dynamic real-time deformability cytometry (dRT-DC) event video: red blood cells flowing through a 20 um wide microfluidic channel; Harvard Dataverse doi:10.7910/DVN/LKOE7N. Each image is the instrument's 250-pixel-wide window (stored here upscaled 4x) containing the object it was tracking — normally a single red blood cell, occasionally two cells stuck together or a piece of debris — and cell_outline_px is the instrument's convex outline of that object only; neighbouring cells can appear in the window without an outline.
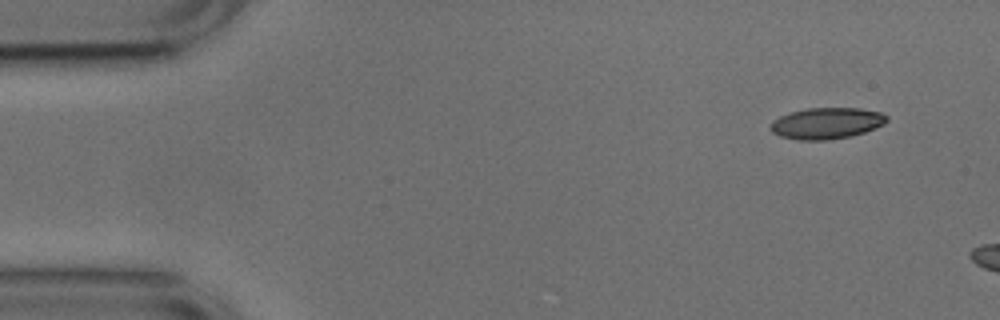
{"species": "common noctule bat (a hibernating species)", "species_latin": "Nyctalus noctula", "temperature_condition": "cold", "stored_images_in_passage": 7, "camera_frame_rate_fps": 3000, "um_per_image_px": 0.085, "animal": {"sex": "male", "body_mass_g": 17.9, "forearm_length_mm": 54.2}, "frame": {"image": 1, "passage_image": 1, "time_ms": 0.0, "image_size_px": [1000, 320], "cell_outline_px": [[888, 120], [884, 124], [876, 128], [852, 136], [828, 140], [800, 140], [780, 136], [772, 132], [768, 128], [772, 120], [780, 116], [792, 112], [808, 108], [860, 108], [880, 112], [888, 116]], "centroid_in_image_um": [70.26, 10.48], "position_along_channel_um": 14.7, "area_um2": 21.33}}